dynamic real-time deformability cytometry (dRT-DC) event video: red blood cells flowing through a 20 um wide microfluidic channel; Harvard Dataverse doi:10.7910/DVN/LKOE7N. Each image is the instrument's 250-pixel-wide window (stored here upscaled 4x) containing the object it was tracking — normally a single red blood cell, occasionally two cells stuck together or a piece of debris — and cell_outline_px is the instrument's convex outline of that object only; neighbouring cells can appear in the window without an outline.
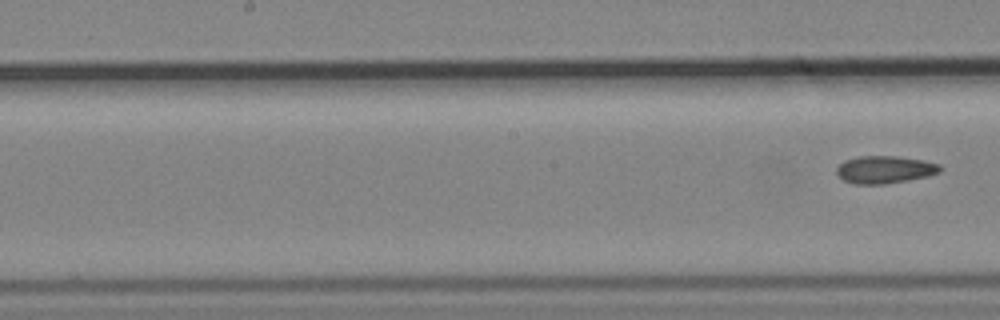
{"species": "common noctule bat (a hibernating species)", "species_latin": "Nyctalus noctula", "temperature_condition": "cold", "stored_images_in_passage": 10, "segment_of_instrument_passage": [2, 2], "camera_frame_rate_fps": 3000, "um_per_image_px": 0.085, "animal": {"sex": "male", "body_mass_g": 19.2, "forearm_length_mm": 51.8}, "frame": {"image": 1, "passage_image": 10, "time_ms": 3.0, "image_size_px": [1000, 320], "cell_outline_px": [[940, 172], [928, 176], [908, 180], [884, 184], [856, 184], [844, 180], [836, 172], [836, 168], [844, 160], [860, 156], [896, 156], [924, 160], [940, 164]], "centroid_in_image_um": [75.21, 14.41], "position_along_channel_um": 173.0, "area_um2": 16.53}}